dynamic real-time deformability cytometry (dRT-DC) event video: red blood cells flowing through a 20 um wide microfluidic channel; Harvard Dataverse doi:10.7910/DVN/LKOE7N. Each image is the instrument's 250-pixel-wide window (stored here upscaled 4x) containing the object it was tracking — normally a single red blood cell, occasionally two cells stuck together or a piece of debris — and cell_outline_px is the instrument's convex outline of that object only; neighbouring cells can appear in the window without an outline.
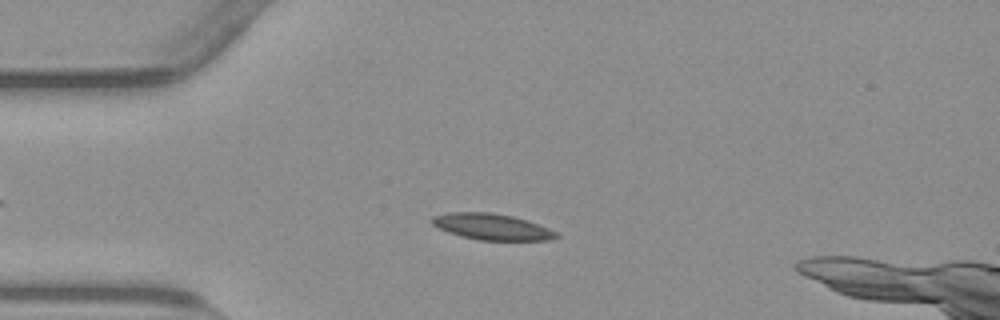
{"species": "common noctule bat (a hibernating species)", "species_latin": "Nyctalus noctula", "temperature_condition": "warm", "stored_images_in_passage": 46, "camera_frame_rate_fps": 3000, "um_per_image_px": 0.085, "animal": {"sex": "male", "body_mass_g": 23.1, "forearm_length_mm": 52.7}, "frame": {"image": 1, "passage_image": 13, "time_ms": 4.0, "image_size_px": [1000, 320], "cell_outline_px": [[560, 236], [552, 240], [480, 240], [460, 236], [448, 232], [432, 224], [428, 220], [432, 216], [448, 212], [492, 212], [512, 216], [548, 228], [556, 232]], "centroid_in_image_um": [41.76, 19.27], "position_along_channel_um": 43.2, "area_um2": 18.9}}
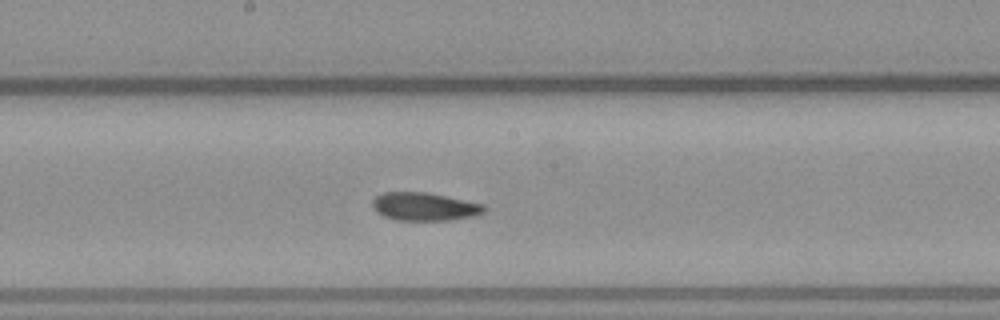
{"frame": {"image": 2, "passage_image": 28, "time_ms": 9.0, "image_size_px": [1000, 320], "cell_outline_px": [[488, 208], [484, 212], [472, 216], [448, 220], [396, 220], [384, 216], [376, 212], [372, 204], [372, 200], [376, 196], [384, 192], [428, 192], [484, 204]], "centroid_in_image_um": [36.08, 17.55], "position_along_channel_um": 212.1, "area_um2": 18.32}}
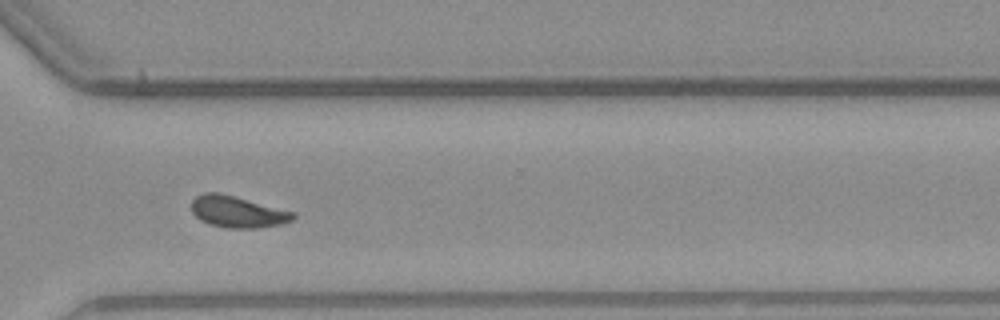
{"frame": {"image": 3, "passage_image": 39, "time_ms": 12.667, "image_size_px": [1000, 320], "cell_outline_px": [[296, 216], [292, 220], [284, 224], [256, 228], [228, 228], [208, 224], [200, 220], [192, 212], [192, 200], [196, 196], [204, 192], [220, 192], [296, 212]], "centroid_in_image_um": [20.21, 18.0], "position_along_channel_um": 350.4, "area_um2": 18.9}, "authors_computed_cell_mechanics": {"area_um2": 18.3804, "velocity_mm_per_s": 3.7777, "shape_relaxation_time_tau1_ms": null, "shape_relaxation_time_tau2_ms": 4.9181, "deformation_change_tau1": null, "deformation_change_tau2": 0.1078}}